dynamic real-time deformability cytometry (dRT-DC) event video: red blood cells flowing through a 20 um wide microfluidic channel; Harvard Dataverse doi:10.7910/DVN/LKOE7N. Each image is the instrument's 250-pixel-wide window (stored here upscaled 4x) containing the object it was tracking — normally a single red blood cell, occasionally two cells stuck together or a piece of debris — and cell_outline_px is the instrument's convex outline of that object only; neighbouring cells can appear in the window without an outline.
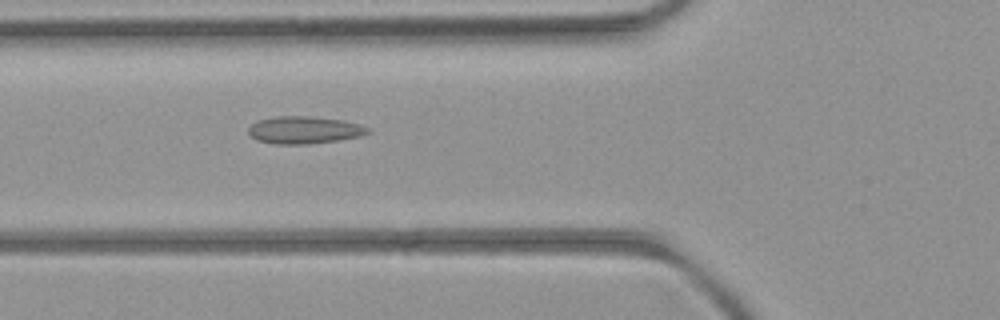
{"species": "common noctule bat (a hibernating species)", "species_latin": "Nyctalus noctula", "temperature_condition": "room temperature", "stored_images_in_passage": 53, "camera_frame_rate_fps": 3000, "um_per_image_px": 0.085, "animal": {"sex": "female", "body_mass_g": 21.9}, "frame": {"image": 1, "passage_image": 20, "time_ms": 6.333, "image_size_px": [1000, 320], "cell_outline_px": [[372, 132], [360, 136], [340, 140], [308, 144], [272, 144], [256, 140], [248, 132], [248, 128], [256, 120], [276, 116], [312, 116], [344, 120], [360, 124], [372, 128]], "centroid_in_image_um": [25.9, 11.04], "position_along_channel_um": 99.9, "area_um2": 19.42}}
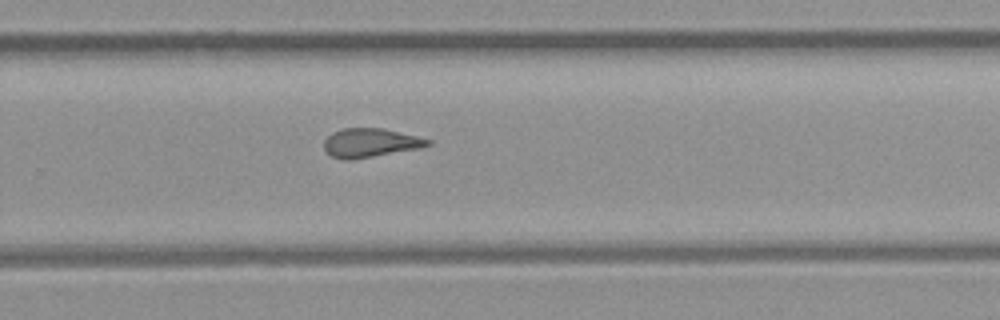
{"frame": {"image": 2, "passage_image": 35, "time_ms": 11.333, "image_size_px": [1000, 320], "cell_outline_px": [[432, 144], [420, 148], [352, 160], [344, 160], [332, 156], [324, 148], [324, 140], [332, 132], [344, 128], [380, 128], [416, 136], [432, 140]], "centroid_in_image_um": [31.47, 12.14], "position_along_channel_um": 298.3, "area_um2": 17.34}}
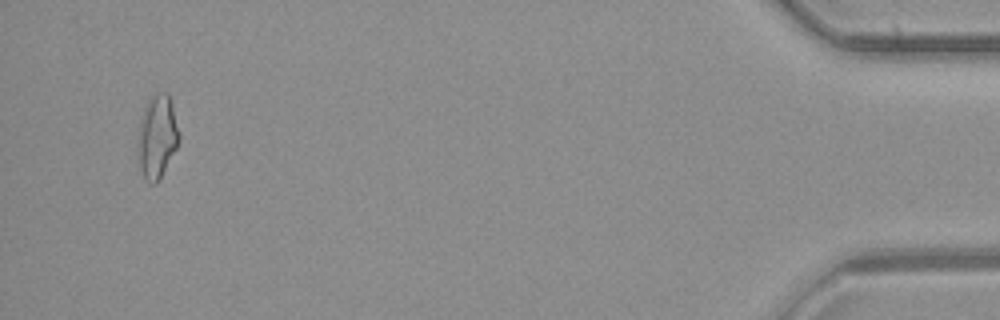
{"frame": {"image": 3, "passage_image": 51, "time_ms": 16.667, "image_size_px": [1000, 320], "cell_outline_px": [[180, 140], [176, 148], [156, 184], [148, 184], [144, 180], [140, 168], [136, 152], [136, 140], [140, 120], [144, 108], [148, 100], [156, 92], [168, 92], [172, 104], [180, 132]], "centroid_in_image_um": [13.33, 11.62], "position_along_channel_um": 421.9, "area_um2": 20.46}, "authors_computed_cell_mechanics": {"area_um2": 18.3226, "velocity_mm_per_s": 3.9615, "shape_relaxation_time_tau1_ms": null, "shape_relaxation_time_tau2_ms": 2.5647, "deformation_change_tau1": null, "deformation_change_tau2": 0.1126}}